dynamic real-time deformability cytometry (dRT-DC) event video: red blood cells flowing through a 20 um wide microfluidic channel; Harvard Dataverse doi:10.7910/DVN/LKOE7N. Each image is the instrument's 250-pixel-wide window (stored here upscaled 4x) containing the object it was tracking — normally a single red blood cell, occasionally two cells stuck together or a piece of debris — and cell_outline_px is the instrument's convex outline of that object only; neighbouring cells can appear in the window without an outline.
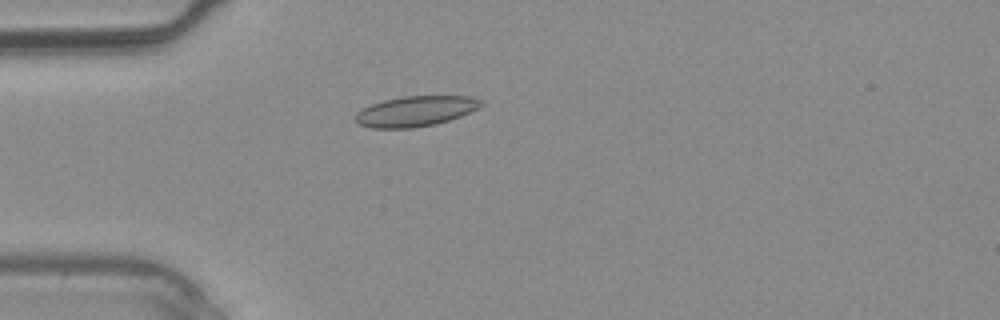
{"species": "common noctule bat (a hibernating species)", "species_latin": "Nyctalus noctula", "temperature_condition": "warm", "stored_images_in_passage": 2, "camera_frame_rate_fps": 3000, "um_per_image_px": 0.085, "animal": {"sex": "male", "body_mass_g": 20.4}, "frame": {"image": 1, "passage_image": 2, "time_ms": 1.333, "image_size_px": [1000, 320], "cell_outline_px": [[484, 104], [480, 108], [460, 116], [436, 124], [412, 128], [372, 128], [360, 124], [356, 120], [356, 112], [372, 104], [384, 100], [404, 96], [472, 96], [484, 100]], "centroid_in_image_um": [35.39, 9.44], "position_along_channel_um": 49.6, "area_um2": 22.2}}